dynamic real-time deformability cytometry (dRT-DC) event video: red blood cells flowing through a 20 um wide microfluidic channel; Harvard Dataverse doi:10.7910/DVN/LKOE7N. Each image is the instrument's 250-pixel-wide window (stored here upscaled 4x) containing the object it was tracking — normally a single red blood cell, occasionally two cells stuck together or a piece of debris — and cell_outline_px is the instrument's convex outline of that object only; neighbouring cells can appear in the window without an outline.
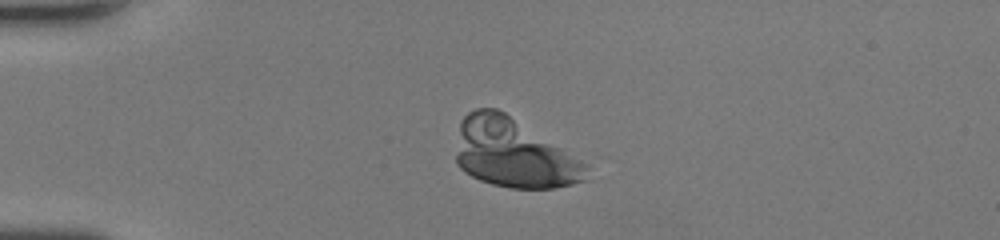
{"species": "human", "species_latin": "Homo sapiens", "temperature_condition": "room temperature", "stored_images_in_passage": 36, "camera_frame_rate_fps": 3000, "um_per_image_px": 0.085, "donor": {"sex": "female"}, "frame": {"image": 1, "passage_image": 1, "time_ms": 0.0, "image_size_px": [1000, 240], "cell_outline_px": [[588, 168], [584, 180], [572, 184], [552, 188], [508, 188], [492, 184], [480, 180], [464, 172], [456, 164], [456, 156], [460, 120], [468, 112], [476, 108], [496, 108], [504, 112], [588, 164]], "centroid_in_image_um": [43.61, 13.04], "position_along_channel_um": 41.4, "area_um2": 52.02}}